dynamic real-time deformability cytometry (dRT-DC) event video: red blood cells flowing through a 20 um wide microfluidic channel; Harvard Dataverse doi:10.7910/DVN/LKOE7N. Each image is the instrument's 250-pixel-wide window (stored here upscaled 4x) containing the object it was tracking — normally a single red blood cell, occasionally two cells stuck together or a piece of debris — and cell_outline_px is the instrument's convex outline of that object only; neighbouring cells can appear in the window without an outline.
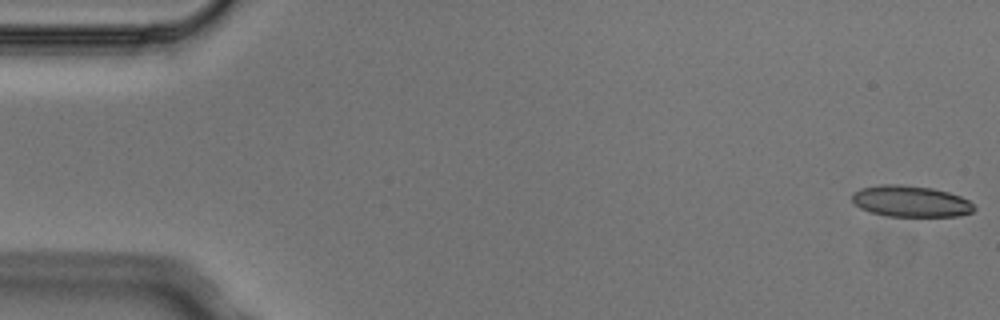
{"species": "Egyptian fruit bat (a non-hibernating species)", "species_latin": "Rousettus aegyptiacus", "temperature_condition": "cold", "stored_images_in_passage": 5, "camera_frame_rate_fps": 3000, "um_per_image_px": 0.085, "animal": {"sex": "male"}, "frame": {"image": 1, "passage_image": 1, "time_ms": 0.0, "image_size_px": [1000, 320], "cell_outline_px": [[976, 208], [972, 212], [960, 216], [888, 216], [872, 212], [860, 208], [852, 200], [852, 192], [860, 188], [880, 184], [900, 184], [932, 188], [948, 192], [960, 196], [968, 200]], "centroid_in_image_um": [77.4, 17.1], "position_along_channel_um": 7.6, "area_um2": 22.25}}